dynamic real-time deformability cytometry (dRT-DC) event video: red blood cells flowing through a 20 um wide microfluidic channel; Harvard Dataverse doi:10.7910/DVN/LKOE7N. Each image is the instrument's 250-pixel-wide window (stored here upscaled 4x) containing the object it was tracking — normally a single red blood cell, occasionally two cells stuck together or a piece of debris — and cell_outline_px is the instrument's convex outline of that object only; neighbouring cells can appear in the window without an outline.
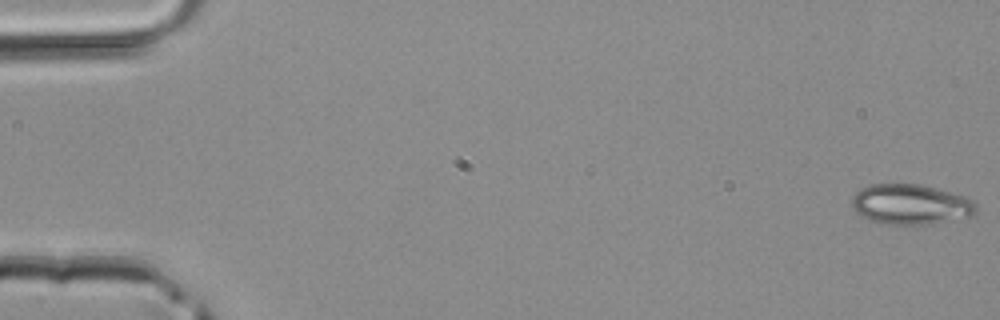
{"species": "common noctule bat (a hibernating species)", "species_latin": "Nyctalus noctula", "temperature_condition": "room temperature", "stored_images_in_passage": 46, "camera_frame_rate_fps": 3000, "um_per_image_px": 0.085, "animal": {"sex": "male", "body_mass_g": 20.4}, "frame": {"image": 1, "passage_image": 1, "time_ms": 0.0, "image_size_px": [1000, 320], "cell_outline_px": [[976, 212], [968, 216], [928, 224], [884, 224], [868, 220], [860, 216], [852, 208], [852, 196], [860, 188], [868, 184], [920, 184], [936, 188], [964, 196], [976, 204]], "centroid_in_image_um": [77.33, 17.36], "position_along_channel_um": 7.7, "area_um2": 29.02}}
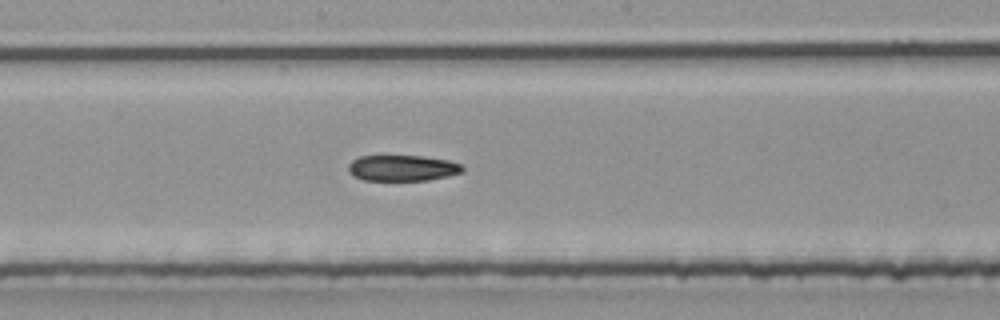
{"frame": {"image": 2, "passage_image": 25, "time_ms": 8.0, "image_size_px": [1000, 320], "cell_outline_px": [[464, 172], [448, 176], [428, 180], [364, 180], [352, 176], [348, 172], [348, 164], [352, 160], [360, 156], [424, 156], [448, 160], [464, 164]], "centroid_in_image_um": [34.23, 14.28], "position_along_channel_um": 214.0, "area_um2": 17.46}}
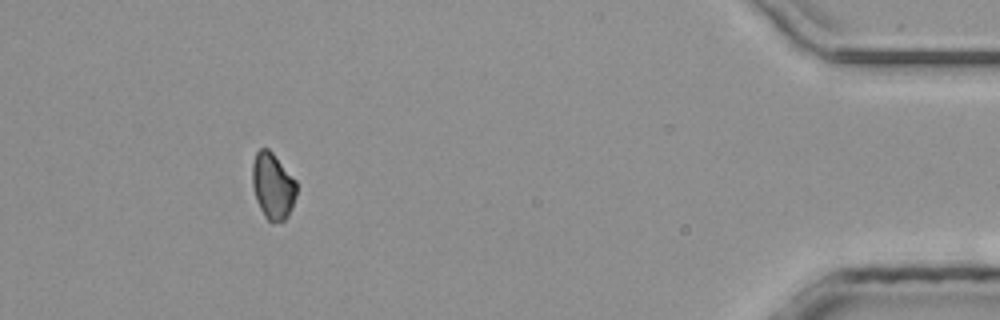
{"frame": {"image": 3, "passage_image": 42, "time_ms": 13.667, "image_size_px": [1000, 320], "cell_outline_px": [[296, 196], [292, 208], [288, 216], [284, 220], [272, 224], [264, 216], [256, 200], [252, 184], [252, 164], [256, 152], [260, 148], [268, 148], [272, 152], [296, 180]], "centroid_in_image_um": [23.18, 15.82], "position_along_channel_um": 412.0, "area_um2": 17.22}}